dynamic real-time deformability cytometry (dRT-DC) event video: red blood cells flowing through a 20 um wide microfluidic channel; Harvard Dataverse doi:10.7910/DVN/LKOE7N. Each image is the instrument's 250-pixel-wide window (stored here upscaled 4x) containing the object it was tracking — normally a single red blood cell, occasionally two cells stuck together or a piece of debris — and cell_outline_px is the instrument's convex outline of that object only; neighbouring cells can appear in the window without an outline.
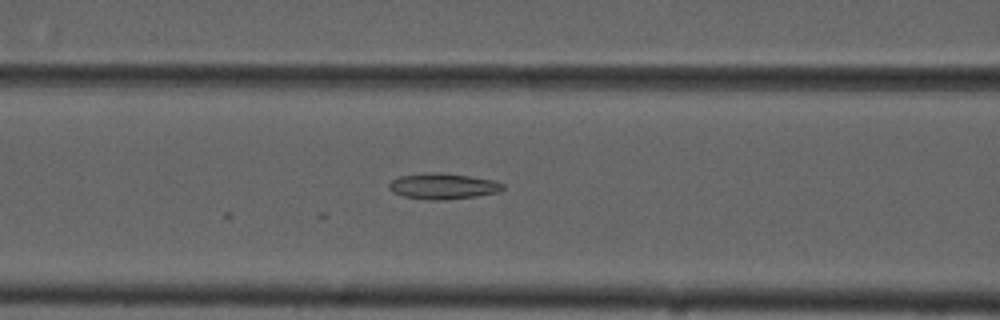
{"species": "common noctule bat (a hibernating species)", "species_latin": "Nyctalus noctula", "temperature_condition": "cold", "stored_images_in_passage": 23, "camera_frame_rate_fps": 3000, "um_per_image_px": 0.085, "animal": {"sex": "male", "forearm_length_mm": 52.5}, "frame": {"image": 1, "passage_image": 23, "time_ms": 7.333, "image_size_px": [1000, 320], "cell_outline_px": [[504, 188], [500, 192], [476, 196], [444, 200], [424, 200], [404, 196], [392, 192], [388, 188], [388, 184], [392, 180], [400, 176], [432, 172], [440, 172], [496, 180], [504, 184]], "centroid_in_image_um": [37.66, 15.83], "position_along_channel_um": 128.9, "area_um2": 17.28}}